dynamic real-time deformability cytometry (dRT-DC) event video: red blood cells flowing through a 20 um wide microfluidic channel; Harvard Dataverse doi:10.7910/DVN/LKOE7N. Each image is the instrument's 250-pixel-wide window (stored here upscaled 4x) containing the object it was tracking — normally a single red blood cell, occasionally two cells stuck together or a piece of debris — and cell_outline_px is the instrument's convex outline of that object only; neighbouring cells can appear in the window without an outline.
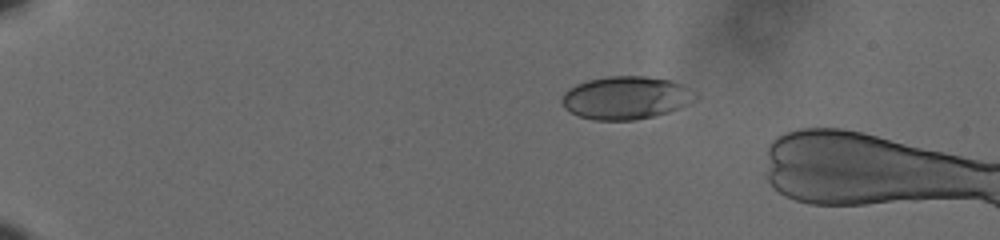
{"species": "human", "species_latin": "Homo sapiens", "temperature_condition": "cold", "stored_images_in_passage": 47, "camera_frame_rate_fps": 3000, "um_per_image_px": 0.085, "donor": {"sex": "male"}, "frame": {"image": 1, "passage_image": 1, "time_ms": 0.0, "image_size_px": [1000, 240], "cell_outline_px": [[700, 96], [696, 100], [680, 108], [668, 112], [636, 120], [596, 120], [580, 116], [564, 108], [560, 100], [564, 92], [568, 88], [576, 84], [588, 80], [608, 76], [648, 76], [672, 80], [684, 84]], "centroid_in_image_um": [53.24, 8.3], "position_along_channel_um": 31.8, "area_um2": 33.76}}
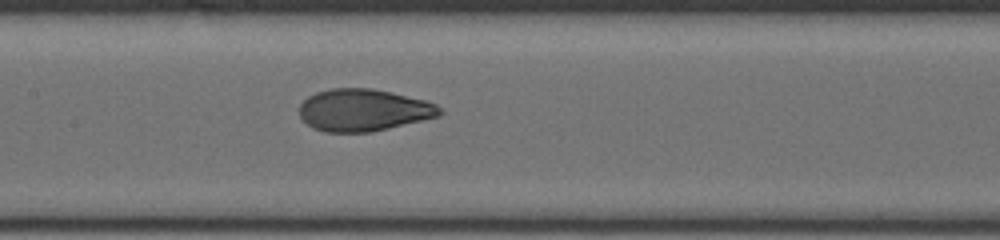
{"frame": {"image": 2, "passage_image": 21, "time_ms": 6.667, "image_size_px": [1000, 240], "cell_outline_px": [[444, 112], [440, 116], [388, 128], [368, 132], [324, 132], [312, 128], [300, 116], [300, 104], [308, 96], [316, 92], [332, 88], [372, 88], [392, 92], [424, 100], [436, 104]], "centroid_in_image_um": [30.89, 9.35], "position_along_channel_um": 176.5, "area_um2": 34.39}}
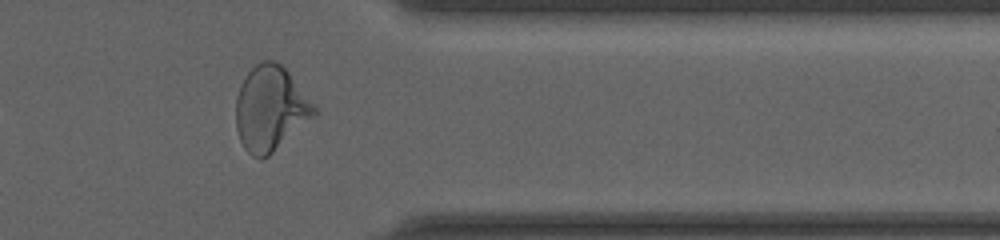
{"frame": {"image": 3, "passage_image": 39, "time_ms": 12.667, "image_size_px": [1000, 240], "cell_outline_px": [[316, 116], [268, 156], [260, 160], [252, 156], [244, 148], [240, 140], [236, 128], [236, 96], [240, 84], [244, 76], [256, 64], [264, 60], [276, 60], [288, 72], [316, 108]], "centroid_in_image_um": [22.96, 9.24], "position_along_channel_um": 388.4, "area_um2": 38.55}}